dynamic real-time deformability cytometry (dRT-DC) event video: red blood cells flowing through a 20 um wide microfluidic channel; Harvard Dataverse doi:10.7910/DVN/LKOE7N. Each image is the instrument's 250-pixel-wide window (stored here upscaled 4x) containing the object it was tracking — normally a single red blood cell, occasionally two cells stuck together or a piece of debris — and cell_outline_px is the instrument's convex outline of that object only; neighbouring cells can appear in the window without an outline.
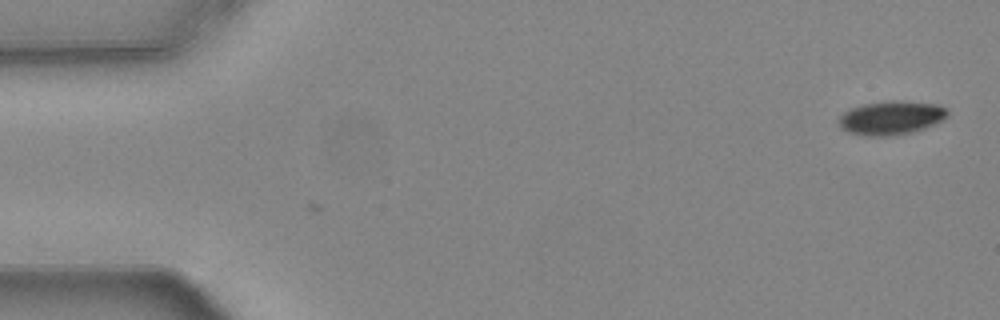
{"species": "common noctule bat (a hibernating species)", "species_latin": "Nyctalus noctula", "temperature_condition": "warm", "stored_images_in_passage": 3, "camera_frame_rate_fps": 3000, "um_per_image_px": 0.085, "animal": {"sex": "female", "body_mass_g": 24.6, "forearm_length_mm": 56.2}, "frame": {"image": 1, "passage_image": 3, "time_ms": 0.667, "image_size_px": [1000, 320], "cell_outline_px": [[948, 116], [924, 128], [912, 132], [892, 136], [864, 136], [848, 132], [840, 128], [836, 120], [848, 108], [864, 104], [888, 100], [896, 100], [936, 104], [944, 108], [948, 112]], "centroid_in_image_um": [75.66, 10.01], "position_along_channel_um": 9.3, "area_um2": 21.5}}